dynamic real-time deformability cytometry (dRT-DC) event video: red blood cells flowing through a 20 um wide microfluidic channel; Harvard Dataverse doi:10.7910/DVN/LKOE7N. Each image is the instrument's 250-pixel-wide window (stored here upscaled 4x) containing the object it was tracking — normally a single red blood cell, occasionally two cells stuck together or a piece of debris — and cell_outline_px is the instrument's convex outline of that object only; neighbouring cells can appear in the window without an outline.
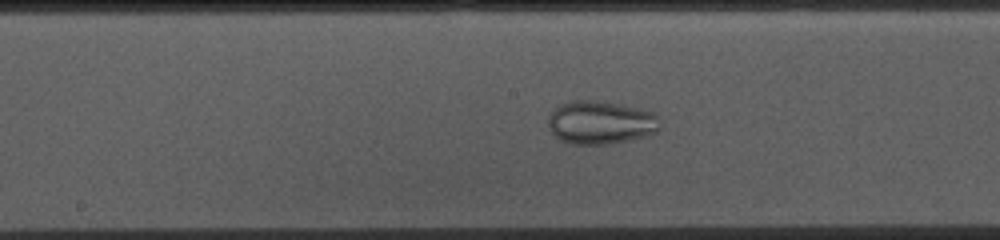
{"species": "common noctule bat (a hibernating species)", "species_latin": "Nyctalus noctula", "temperature_condition": "cold", "stored_images_in_passage": 43, "camera_frame_rate_fps": 3000, "um_per_image_px": 0.085, "animal": {"sex": "female", "body_mass_g": 10.0, "forearm_length_mm": 53.1}, "frame": {"image": 1, "passage_image": 15, "time_ms": 4.667, "image_size_px": [1000, 240], "cell_outline_px": [[660, 132], [648, 136], [608, 144], [576, 144], [560, 140], [548, 128], [548, 116], [560, 104], [572, 100], [592, 100], [620, 104], [640, 108], [652, 112], [660, 116]], "centroid_in_image_um": [51.1, 10.41], "position_along_channel_um": 197.1, "area_um2": 28.5}}
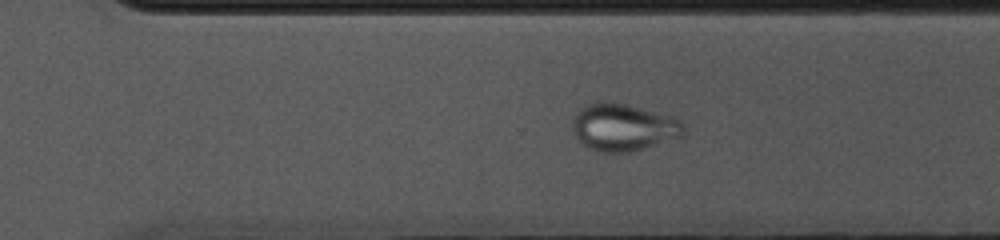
{"frame": {"image": 2, "passage_image": 25, "time_ms": 8.0, "image_size_px": [1000, 240], "cell_outline_px": [[684, 136], [628, 152], [600, 152], [588, 148], [576, 136], [572, 128], [572, 120], [576, 112], [580, 108], [596, 100], [604, 100], [628, 104], [672, 116], [680, 120], [684, 124]], "centroid_in_image_um": [52.97, 10.79], "position_along_channel_um": 317.6, "area_um2": 30.81}}
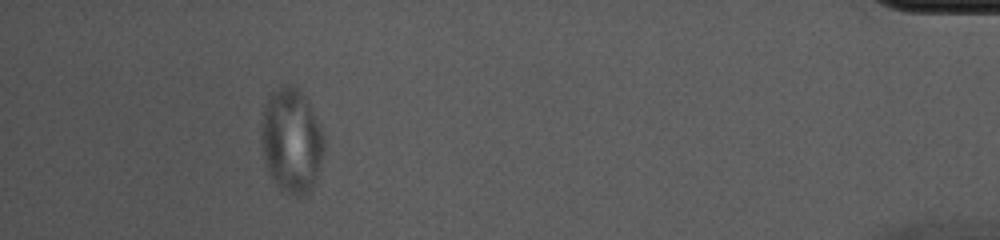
{"frame": {"image": 3, "passage_image": 38, "time_ms": 12.333, "image_size_px": [1000, 240], "cell_outline_px": [[324, 148], [320, 164], [312, 188], [308, 192], [300, 196], [292, 196], [280, 188], [276, 184], [268, 172], [264, 164], [260, 136], [260, 128], [264, 104], [268, 96], [272, 92], [284, 84], [288, 84], [296, 88], [308, 100], [324, 132]], "centroid_in_image_um": [24.75, 11.94], "position_along_channel_um": 410.4, "area_um2": 38.67}}